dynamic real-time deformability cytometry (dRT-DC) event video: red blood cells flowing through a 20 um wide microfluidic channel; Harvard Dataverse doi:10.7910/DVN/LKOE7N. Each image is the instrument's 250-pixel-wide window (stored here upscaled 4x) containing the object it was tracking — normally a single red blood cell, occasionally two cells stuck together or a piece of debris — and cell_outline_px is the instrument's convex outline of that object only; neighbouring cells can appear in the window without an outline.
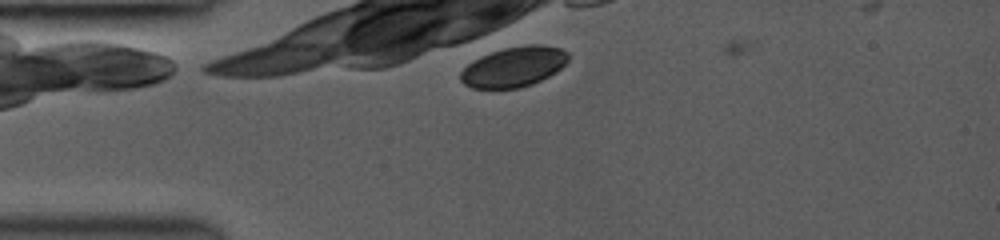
{"species": "common noctule bat (a hibernating species)", "species_latin": "Nyctalus noctula", "temperature_condition": "room temperature", "stored_images_in_passage": 4, "camera_frame_rate_fps": 3000, "um_per_image_px": 0.085, "animal": {"sex": "female", "body_mass_g": 19.0, "forearm_length_mm": 53.3}, "frame": {"image": 1, "passage_image": 3, "time_ms": 0.333, "image_size_px": [1000, 240], "cell_outline_px": [[568, 60], [556, 72], [532, 84], [520, 88], [472, 88], [464, 84], [460, 80], [460, 72], [468, 64], [492, 52], [504, 48], [528, 44], [544, 44], [560, 48], [568, 52]], "centroid_in_image_um": [43.7, 5.68], "position_along_channel_um": 41.3, "area_um2": 24.97}}